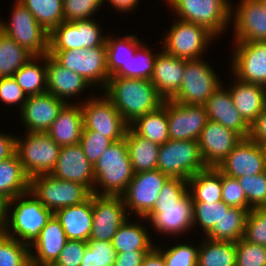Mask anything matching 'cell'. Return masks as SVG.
Wrapping results in <instances>:
<instances>
[{
  "label": "cell",
  "instance_id": "6da1fadb",
  "mask_svg": "<svg viewBox=\"0 0 266 266\" xmlns=\"http://www.w3.org/2000/svg\"><path fill=\"white\" fill-rule=\"evenodd\" d=\"M188 181L169 178L161 189L153 209L144 217L158 232L181 234L194 226L193 199Z\"/></svg>",
  "mask_w": 266,
  "mask_h": 266
},
{
  "label": "cell",
  "instance_id": "7a4b0ae2",
  "mask_svg": "<svg viewBox=\"0 0 266 266\" xmlns=\"http://www.w3.org/2000/svg\"><path fill=\"white\" fill-rule=\"evenodd\" d=\"M104 90L128 125L164 102L153 83L146 79L110 77Z\"/></svg>",
  "mask_w": 266,
  "mask_h": 266
},
{
  "label": "cell",
  "instance_id": "3957f363",
  "mask_svg": "<svg viewBox=\"0 0 266 266\" xmlns=\"http://www.w3.org/2000/svg\"><path fill=\"white\" fill-rule=\"evenodd\" d=\"M95 183L101 195L121 196L134 176L125 138L113 142L93 166Z\"/></svg>",
  "mask_w": 266,
  "mask_h": 266
},
{
  "label": "cell",
  "instance_id": "277c9868",
  "mask_svg": "<svg viewBox=\"0 0 266 266\" xmlns=\"http://www.w3.org/2000/svg\"><path fill=\"white\" fill-rule=\"evenodd\" d=\"M25 196H31V198L23 200ZM14 202H17V204L14 205ZM12 204L15 207L7 220L4 234L30 248L38 239L40 232L54 213L43 206L30 191L11 199L8 204V209ZM11 229L14 233L9 232Z\"/></svg>",
  "mask_w": 266,
  "mask_h": 266
},
{
  "label": "cell",
  "instance_id": "5b68a950",
  "mask_svg": "<svg viewBox=\"0 0 266 266\" xmlns=\"http://www.w3.org/2000/svg\"><path fill=\"white\" fill-rule=\"evenodd\" d=\"M206 168L198 141L169 139L160 145L157 169L170 178L188 180Z\"/></svg>",
  "mask_w": 266,
  "mask_h": 266
},
{
  "label": "cell",
  "instance_id": "8992f818",
  "mask_svg": "<svg viewBox=\"0 0 266 266\" xmlns=\"http://www.w3.org/2000/svg\"><path fill=\"white\" fill-rule=\"evenodd\" d=\"M30 192L53 213L64 207L81 204L92 195L88 187L57 179L51 174L33 176L30 179Z\"/></svg>",
  "mask_w": 266,
  "mask_h": 266
},
{
  "label": "cell",
  "instance_id": "52a82bcc",
  "mask_svg": "<svg viewBox=\"0 0 266 266\" xmlns=\"http://www.w3.org/2000/svg\"><path fill=\"white\" fill-rule=\"evenodd\" d=\"M26 140L16 137V154L28 177L50 174L61 147L46 132H27Z\"/></svg>",
  "mask_w": 266,
  "mask_h": 266
},
{
  "label": "cell",
  "instance_id": "ba28073f",
  "mask_svg": "<svg viewBox=\"0 0 266 266\" xmlns=\"http://www.w3.org/2000/svg\"><path fill=\"white\" fill-rule=\"evenodd\" d=\"M48 54L61 66L78 73L90 85L100 83L103 89L110 78L106 46L72 50H49Z\"/></svg>",
  "mask_w": 266,
  "mask_h": 266
},
{
  "label": "cell",
  "instance_id": "9c48e42d",
  "mask_svg": "<svg viewBox=\"0 0 266 266\" xmlns=\"http://www.w3.org/2000/svg\"><path fill=\"white\" fill-rule=\"evenodd\" d=\"M180 20L201 25L216 37L231 20L232 5L228 0H167Z\"/></svg>",
  "mask_w": 266,
  "mask_h": 266
},
{
  "label": "cell",
  "instance_id": "30bf717a",
  "mask_svg": "<svg viewBox=\"0 0 266 266\" xmlns=\"http://www.w3.org/2000/svg\"><path fill=\"white\" fill-rule=\"evenodd\" d=\"M11 15L10 24L1 21L2 32L34 56L47 55L49 32L38 23L34 15L18 0Z\"/></svg>",
  "mask_w": 266,
  "mask_h": 266
},
{
  "label": "cell",
  "instance_id": "8fae6325",
  "mask_svg": "<svg viewBox=\"0 0 266 266\" xmlns=\"http://www.w3.org/2000/svg\"><path fill=\"white\" fill-rule=\"evenodd\" d=\"M211 66L201 59H186L182 84L171 99L180 104L204 105L221 86Z\"/></svg>",
  "mask_w": 266,
  "mask_h": 266
},
{
  "label": "cell",
  "instance_id": "7c38bea8",
  "mask_svg": "<svg viewBox=\"0 0 266 266\" xmlns=\"http://www.w3.org/2000/svg\"><path fill=\"white\" fill-rule=\"evenodd\" d=\"M216 37L207 28L178 20L173 23L168 35L164 39V51L182 59H199L201 58L209 41Z\"/></svg>",
  "mask_w": 266,
  "mask_h": 266
},
{
  "label": "cell",
  "instance_id": "4fadbf2b",
  "mask_svg": "<svg viewBox=\"0 0 266 266\" xmlns=\"http://www.w3.org/2000/svg\"><path fill=\"white\" fill-rule=\"evenodd\" d=\"M87 102V103H86ZM83 114V130H93L112 142L125 138L129 125L114 104L104 95L93 98L81 105Z\"/></svg>",
  "mask_w": 266,
  "mask_h": 266
},
{
  "label": "cell",
  "instance_id": "5bb4252c",
  "mask_svg": "<svg viewBox=\"0 0 266 266\" xmlns=\"http://www.w3.org/2000/svg\"><path fill=\"white\" fill-rule=\"evenodd\" d=\"M97 22L90 19L63 21L49 32V50H72L106 46Z\"/></svg>",
  "mask_w": 266,
  "mask_h": 266
},
{
  "label": "cell",
  "instance_id": "9a60e30c",
  "mask_svg": "<svg viewBox=\"0 0 266 266\" xmlns=\"http://www.w3.org/2000/svg\"><path fill=\"white\" fill-rule=\"evenodd\" d=\"M170 177L158 169L135 173L121 195L126 208L144 218L154 207L159 193ZM128 206V207H127Z\"/></svg>",
  "mask_w": 266,
  "mask_h": 266
},
{
  "label": "cell",
  "instance_id": "2e32d148",
  "mask_svg": "<svg viewBox=\"0 0 266 266\" xmlns=\"http://www.w3.org/2000/svg\"><path fill=\"white\" fill-rule=\"evenodd\" d=\"M92 212L89 240L112 241L118 228L128 219L122 196L92 194Z\"/></svg>",
  "mask_w": 266,
  "mask_h": 266
},
{
  "label": "cell",
  "instance_id": "e0dca14e",
  "mask_svg": "<svg viewBox=\"0 0 266 266\" xmlns=\"http://www.w3.org/2000/svg\"><path fill=\"white\" fill-rule=\"evenodd\" d=\"M217 169L233 178L257 175L266 171V146L243 138Z\"/></svg>",
  "mask_w": 266,
  "mask_h": 266
},
{
  "label": "cell",
  "instance_id": "ac0fdd59",
  "mask_svg": "<svg viewBox=\"0 0 266 266\" xmlns=\"http://www.w3.org/2000/svg\"><path fill=\"white\" fill-rule=\"evenodd\" d=\"M170 140L198 141L208 118L204 105L180 104L166 100Z\"/></svg>",
  "mask_w": 266,
  "mask_h": 266
},
{
  "label": "cell",
  "instance_id": "d6986e66",
  "mask_svg": "<svg viewBox=\"0 0 266 266\" xmlns=\"http://www.w3.org/2000/svg\"><path fill=\"white\" fill-rule=\"evenodd\" d=\"M236 43L232 62L235 79L266 87V41Z\"/></svg>",
  "mask_w": 266,
  "mask_h": 266
},
{
  "label": "cell",
  "instance_id": "ffe728a7",
  "mask_svg": "<svg viewBox=\"0 0 266 266\" xmlns=\"http://www.w3.org/2000/svg\"><path fill=\"white\" fill-rule=\"evenodd\" d=\"M242 139L237 132L208 120L198 139L206 167L217 168Z\"/></svg>",
  "mask_w": 266,
  "mask_h": 266
},
{
  "label": "cell",
  "instance_id": "44dd1931",
  "mask_svg": "<svg viewBox=\"0 0 266 266\" xmlns=\"http://www.w3.org/2000/svg\"><path fill=\"white\" fill-rule=\"evenodd\" d=\"M50 174L57 179L80 183L88 187L92 194L101 195L94 186L93 166L79 143L61 147L56 165Z\"/></svg>",
  "mask_w": 266,
  "mask_h": 266
},
{
  "label": "cell",
  "instance_id": "7402d4cb",
  "mask_svg": "<svg viewBox=\"0 0 266 266\" xmlns=\"http://www.w3.org/2000/svg\"><path fill=\"white\" fill-rule=\"evenodd\" d=\"M65 104L48 92L27 97L20 112L28 132H47Z\"/></svg>",
  "mask_w": 266,
  "mask_h": 266
},
{
  "label": "cell",
  "instance_id": "603a6c76",
  "mask_svg": "<svg viewBox=\"0 0 266 266\" xmlns=\"http://www.w3.org/2000/svg\"><path fill=\"white\" fill-rule=\"evenodd\" d=\"M235 12L236 42L266 41V12L259 0H242Z\"/></svg>",
  "mask_w": 266,
  "mask_h": 266
},
{
  "label": "cell",
  "instance_id": "cb8c5ba5",
  "mask_svg": "<svg viewBox=\"0 0 266 266\" xmlns=\"http://www.w3.org/2000/svg\"><path fill=\"white\" fill-rule=\"evenodd\" d=\"M186 59L177 58L164 50L157 55L150 81L164 100H171L180 89Z\"/></svg>",
  "mask_w": 266,
  "mask_h": 266
},
{
  "label": "cell",
  "instance_id": "d4e9b609",
  "mask_svg": "<svg viewBox=\"0 0 266 266\" xmlns=\"http://www.w3.org/2000/svg\"><path fill=\"white\" fill-rule=\"evenodd\" d=\"M223 89L221 85L204 104L208 120L220 123L225 128L237 132L242 138H248L250 125L235 108L229 90Z\"/></svg>",
  "mask_w": 266,
  "mask_h": 266
},
{
  "label": "cell",
  "instance_id": "484cf974",
  "mask_svg": "<svg viewBox=\"0 0 266 266\" xmlns=\"http://www.w3.org/2000/svg\"><path fill=\"white\" fill-rule=\"evenodd\" d=\"M67 240L59 220L53 214L30 247L34 246L37 253L34 254L30 249V262L37 266L55 262Z\"/></svg>",
  "mask_w": 266,
  "mask_h": 266
},
{
  "label": "cell",
  "instance_id": "4316f807",
  "mask_svg": "<svg viewBox=\"0 0 266 266\" xmlns=\"http://www.w3.org/2000/svg\"><path fill=\"white\" fill-rule=\"evenodd\" d=\"M68 240L88 241L93 225L92 195L85 202L54 213Z\"/></svg>",
  "mask_w": 266,
  "mask_h": 266
},
{
  "label": "cell",
  "instance_id": "83f0119b",
  "mask_svg": "<svg viewBox=\"0 0 266 266\" xmlns=\"http://www.w3.org/2000/svg\"><path fill=\"white\" fill-rule=\"evenodd\" d=\"M47 65V92L62 101L81 93L90 84L78 73L58 64L49 54L46 55ZM81 91V92H80Z\"/></svg>",
  "mask_w": 266,
  "mask_h": 266
},
{
  "label": "cell",
  "instance_id": "f1b7e54d",
  "mask_svg": "<svg viewBox=\"0 0 266 266\" xmlns=\"http://www.w3.org/2000/svg\"><path fill=\"white\" fill-rule=\"evenodd\" d=\"M83 128L81 106L66 103L46 133L60 147H64L78 144Z\"/></svg>",
  "mask_w": 266,
  "mask_h": 266
},
{
  "label": "cell",
  "instance_id": "f546056e",
  "mask_svg": "<svg viewBox=\"0 0 266 266\" xmlns=\"http://www.w3.org/2000/svg\"><path fill=\"white\" fill-rule=\"evenodd\" d=\"M228 90L235 108L249 125L266 109V87L237 79Z\"/></svg>",
  "mask_w": 266,
  "mask_h": 266
},
{
  "label": "cell",
  "instance_id": "4dcf8cb0",
  "mask_svg": "<svg viewBox=\"0 0 266 266\" xmlns=\"http://www.w3.org/2000/svg\"><path fill=\"white\" fill-rule=\"evenodd\" d=\"M141 45L142 42L132 34L119 39V41L108 35L106 37V56L109 76L127 78V63L134 57Z\"/></svg>",
  "mask_w": 266,
  "mask_h": 266
},
{
  "label": "cell",
  "instance_id": "1f68e13d",
  "mask_svg": "<svg viewBox=\"0 0 266 266\" xmlns=\"http://www.w3.org/2000/svg\"><path fill=\"white\" fill-rule=\"evenodd\" d=\"M125 140L134 173L157 169L160 145L141 137L130 127L125 134Z\"/></svg>",
  "mask_w": 266,
  "mask_h": 266
},
{
  "label": "cell",
  "instance_id": "d6a6232c",
  "mask_svg": "<svg viewBox=\"0 0 266 266\" xmlns=\"http://www.w3.org/2000/svg\"><path fill=\"white\" fill-rule=\"evenodd\" d=\"M30 191V178L25 173L18 155L0 161V195L9 201Z\"/></svg>",
  "mask_w": 266,
  "mask_h": 266
},
{
  "label": "cell",
  "instance_id": "836d02e7",
  "mask_svg": "<svg viewBox=\"0 0 266 266\" xmlns=\"http://www.w3.org/2000/svg\"><path fill=\"white\" fill-rule=\"evenodd\" d=\"M236 207H222V216L207 233V239L237 242L244 236L248 212Z\"/></svg>",
  "mask_w": 266,
  "mask_h": 266
},
{
  "label": "cell",
  "instance_id": "e575fe53",
  "mask_svg": "<svg viewBox=\"0 0 266 266\" xmlns=\"http://www.w3.org/2000/svg\"><path fill=\"white\" fill-rule=\"evenodd\" d=\"M129 127L138 135L158 145L169 140L166 100L155 111L146 113L136 119Z\"/></svg>",
  "mask_w": 266,
  "mask_h": 266
},
{
  "label": "cell",
  "instance_id": "d590c367",
  "mask_svg": "<svg viewBox=\"0 0 266 266\" xmlns=\"http://www.w3.org/2000/svg\"><path fill=\"white\" fill-rule=\"evenodd\" d=\"M187 181L193 202L222 201V173L217 168L207 167Z\"/></svg>",
  "mask_w": 266,
  "mask_h": 266
},
{
  "label": "cell",
  "instance_id": "8d00e7d4",
  "mask_svg": "<svg viewBox=\"0 0 266 266\" xmlns=\"http://www.w3.org/2000/svg\"><path fill=\"white\" fill-rule=\"evenodd\" d=\"M39 58H41L42 61H45V66H39L34 62V60H39ZM13 78L16 80L17 84L22 88L27 97L46 93V55L32 57L13 75Z\"/></svg>",
  "mask_w": 266,
  "mask_h": 266
},
{
  "label": "cell",
  "instance_id": "74e56055",
  "mask_svg": "<svg viewBox=\"0 0 266 266\" xmlns=\"http://www.w3.org/2000/svg\"><path fill=\"white\" fill-rule=\"evenodd\" d=\"M207 240L198 247L197 266H235L236 242Z\"/></svg>",
  "mask_w": 266,
  "mask_h": 266
},
{
  "label": "cell",
  "instance_id": "f35d334b",
  "mask_svg": "<svg viewBox=\"0 0 266 266\" xmlns=\"http://www.w3.org/2000/svg\"><path fill=\"white\" fill-rule=\"evenodd\" d=\"M140 225V226H139ZM146 229L141 224L128 223V219L118 228L112 238L116 253L132 250H151L154 246Z\"/></svg>",
  "mask_w": 266,
  "mask_h": 266
},
{
  "label": "cell",
  "instance_id": "ab89813d",
  "mask_svg": "<svg viewBox=\"0 0 266 266\" xmlns=\"http://www.w3.org/2000/svg\"><path fill=\"white\" fill-rule=\"evenodd\" d=\"M34 55L11 37L0 35V78L12 77Z\"/></svg>",
  "mask_w": 266,
  "mask_h": 266
},
{
  "label": "cell",
  "instance_id": "60d3db41",
  "mask_svg": "<svg viewBox=\"0 0 266 266\" xmlns=\"http://www.w3.org/2000/svg\"><path fill=\"white\" fill-rule=\"evenodd\" d=\"M48 32L64 21L63 0H18Z\"/></svg>",
  "mask_w": 266,
  "mask_h": 266
},
{
  "label": "cell",
  "instance_id": "b9f144b4",
  "mask_svg": "<svg viewBox=\"0 0 266 266\" xmlns=\"http://www.w3.org/2000/svg\"><path fill=\"white\" fill-rule=\"evenodd\" d=\"M29 249L20 241L0 234V266H27L30 263Z\"/></svg>",
  "mask_w": 266,
  "mask_h": 266
},
{
  "label": "cell",
  "instance_id": "7bdbcfd3",
  "mask_svg": "<svg viewBox=\"0 0 266 266\" xmlns=\"http://www.w3.org/2000/svg\"><path fill=\"white\" fill-rule=\"evenodd\" d=\"M80 266H114L116 251L111 241L88 240Z\"/></svg>",
  "mask_w": 266,
  "mask_h": 266
},
{
  "label": "cell",
  "instance_id": "ee69618b",
  "mask_svg": "<svg viewBox=\"0 0 266 266\" xmlns=\"http://www.w3.org/2000/svg\"><path fill=\"white\" fill-rule=\"evenodd\" d=\"M252 208L266 207V171L237 178Z\"/></svg>",
  "mask_w": 266,
  "mask_h": 266
},
{
  "label": "cell",
  "instance_id": "f6af8a7d",
  "mask_svg": "<svg viewBox=\"0 0 266 266\" xmlns=\"http://www.w3.org/2000/svg\"><path fill=\"white\" fill-rule=\"evenodd\" d=\"M222 207H230L223 201L219 202H193L194 224L198 220L205 235L217 224L222 216Z\"/></svg>",
  "mask_w": 266,
  "mask_h": 266
},
{
  "label": "cell",
  "instance_id": "bcb514c9",
  "mask_svg": "<svg viewBox=\"0 0 266 266\" xmlns=\"http://www.w3.org/2000/svg\"><path fill=\"white\" fill-rule=\"evenodd\" d=\"M138 50L139 49H137L134 57L127 63V78L150 80L158 54L152 55V52L146 48V45L140 46L141 51Z\"/></svg>",
  "mask_w": 266,
  "mask_h": 266
},
{
  "label": "cell",
  "instance_id": "7dc6e473",
  "mask_svg": "<svg viewBox=\"0 0 266 266\" xmlns=\"http://www.w3.org/2000/svg\"><path fill=\"white\" fill-rule=\"evenodd\" d=\"M243 238L250 243L266 246V207L252 208L248 212Z\"/></svg>",
  "mask_w": 266,
  "mask_h": 266
},
{
  "label": "cell",
  "instance_id": "c3c4849f",
  "mask_svg": "<svg viewBox=\"0 0 266 266\" xmlns=\"http://www.w3.org/2000/svg\"><path fill=\"white\" fill-rule=\"evenodd\" d=\"M235 266H266V246L241 238L236 242Z\"/></svg>",
  "mask_w": 266,
  "mask_h": 266
},
{
  "label": "cell",
  "instance_id": "681fc988",
  "mask_svg": "<svg viewBox=\"0 0 266 266\" xmlns=\"http://www.w3.org/2000/svg\"><path fill=\"white\" fill-rule=\"evenodd\" d=\"M112 143L113 142L109 138H106L99 134V132L93 130H83L81 139L79 141V144L82 147L85 156L92 166L96 164L102 153Z\"/></svg>",
  "mask_w": 266,
  "mask_h": 266
},
{
  "label": "cell",
  "instance_id": "f907efd6",
  "mask_svg": "<svg viewBox=\"0 0 266 266\" xmlns=\"http://www.w3.org/2000/svg\"><path fill=\"white\" fill-rule=\"evenodd\" d=\"M103 2V0H63L64 21L90 19Z\"/></svg>",
  "mask_w": 266,
  "mask_h": 266
},
{
  "label": "cell",
  "instance_id": "816d5d0a",
  "mask_svg": "<svg viewBox=\"0 0 266 266\" xmlns=\"http://www.w3.org/2000/svg\"><path fill=\"white\" fill-rule=\"evenodd\" d=\"M156 248L163 254L166 266H197L199 248L195 246L179 244L167 251Z\"/></svg>",
  "mask_w": 266,
  "mask_h": 266
},
{
  "label": "cell",
  "instance_id": "f5cc1de1",
  "mask_svg": "<svg viewBox=\"0 0 266 266\" xmlns=\"http://www.w3.org/2000/svg\"><path fill=\"white\" fill-rule=\"evenodd\" d=\"M222 201L230 207L251 210L246 195L237 178L222 173Z\"/></svg>",
  "mask_w": 266,
  "mask_h": 266
},
{
  "label": "cell",
  "instance_id": "db71d44e",
  "mask_svg": "<svg viewBox=\"0 0 266 266\" xmlns=\"http://www.w3.org/2000/svg\"><path fill=\"white\" fill-rule=\"evenodd\" d=\"M87 247V241L67 240L55 263L60 266H80Z\"/></svg>",
  "mask_w": 266,
  "mask_h": 266
},
{
  "label": "cell",
  "instance_id": "11a10c76",
  "mask_svg": "<svg viewBox=\"0 0 266 266\" xmlns=\"http://www.w3.org/2000/svg\"><path fill=\"white\" fill-rule=\"evenodd\" d=\"M22 90V88L17 84L16 80L12 77H1L0 78V99L9 105H13L19 102L20 110L23 107V104L27 100V96Z\"/></svg>",
  "mask_w": 266,
  "mask_h": 266
},
{
  "label": "cell",
  "instance_id": "9f6ffc18",
  "mask_svg": "<svg viewBox=\"0 0 266 266\" xmlns=\"http://www.w3.org/2000/svg\"><path fill=\"white\" fill-rule=\"evenodd\" d=\"M248 138L266 146V109L250 124Z\"/></svg>",
  "mask_w": 266,
  "mask_h": 266
},
{
  "label": "cell",
  "instance_id": "6f0895ef",
  "mask_svg": "<svg viewBox=\"0 0 266 266\" xmlns=\"http://www.w3.org/2000/svg\"><path fill=\"white\" fill-rule=\"evenodd\" d=\"M150 250H132L116 254L114 266H141L144 257Z\"/></svg>",
  "mask_w": 266,
  "mask_h": 266
},
{
  "label": "cell",
  "instance_id": "680465c9",
  "mask_svg": "<svg viewBox=\"0 0 266 266\" xmlns=\"http://www.w3.org/2000/svg\"><path fill=\"white\" fill-rule=\"evenodd\" d=\"M16 153V137L0 133V161L9 159Z\"/></svg>",
  "mask_w": 266,
  "mask_h": 266
},
{
  "label": "cell",
  "instance_id": "91938a15",
  "mask_svg": "<svg viewBox=\"0 0 266 266\" xmlns=\"http://www.w3.org/2000/svg\"><path fill=\"white\" fill-rule=\"evenodd\" d=\"M141 266H166L163 254L154 246L144 257Z\"/></svg>",
  "mask_w": 266,
  "mask_h": 266
},
{
  "label": "cell",
  "instance_id": "94428289",
  "mask_svg": "<svg viewBox=\"0 0 266 266\" xmlns=\"http://www.w3.org/2000/svg\"><path fill=\"white\" fill-rule=\"evenodd\" d=\"M8 204L9 200L0 195V234H4L7 220H8ZM7 214V215H6Z\"/></svg>",
  "mask_w": 266,
  "mask_h": 266
},
{
  "label": "cell",
  "instance_id": "6125c7cd",
  "mask_svg": "<svg viewBox=\"0 0 266 266\" xmlns=\"http://www.w3.org/2000/svg\"><path fill=\"white\" fill-rule=\"evenodd\" d=\"M105 1V0H103ZM139 0H109V2L116 8V10L129 11L132 10Z\"/></svg>",
  "mask_w": 266,
  "mask_h": 266
},
{
  "label": "cell",
  "instance_id": "be15d7a7",
  "mask_svg": "<svg viewBox=\"0 0 266 266\" xmlns=\"http://www.w3.org/2000/svg\"><path fill=\"white\" fill-rule=\"evenodd\" d=\"M41 266H60V265H58V264L55 263V262H51V263L43 264V265H41Z\"/></svg>",
  "mask_w": 266,
  "mask_h": 266
},
{
  "label": "cell",
  "instance_id": "e7e4bbea",
  "mask_svg": "<svg viewBox=\"0 0 266 266\" xmlns=\"http://www.w3.org/2000/svg\"><path fill=\"white\" fill-rule=\"evenodd\" d=\"M261 5L263 6V9L265 10L266 12V0H259Z\"/></svg>",
  "mask_w": 266,
  "mask_h": 266
},
{
  "label": "cell",
  "instance_id": "03108f58",
  "mask_svg": "<svg viewBox=\"0 0 266 266\" xmlns=\"http://www.w3.org/2000/svg\"><path fill=\"white\" fill-rule=\"evenodd\" d=\"M2 26H1V22H0V35L2 34Z\"/></svg>",
  "mask_w": 266,
  "mask_h": 266
},
{
  "label": "cell",
  "instance_id": "003e7915",
  "mask_svg": "<svg viewBox=\"0 0 266 266\" xmlns=\"http://www.w3.org/2000/svg\"><path fill=\"white\" fill-rule=\"evenodd\" d=\"M27 266H37V265L30 262Z\"/></svg>",
  "mask_w": 266,
  "mask_h": 266
}]
</instances>
